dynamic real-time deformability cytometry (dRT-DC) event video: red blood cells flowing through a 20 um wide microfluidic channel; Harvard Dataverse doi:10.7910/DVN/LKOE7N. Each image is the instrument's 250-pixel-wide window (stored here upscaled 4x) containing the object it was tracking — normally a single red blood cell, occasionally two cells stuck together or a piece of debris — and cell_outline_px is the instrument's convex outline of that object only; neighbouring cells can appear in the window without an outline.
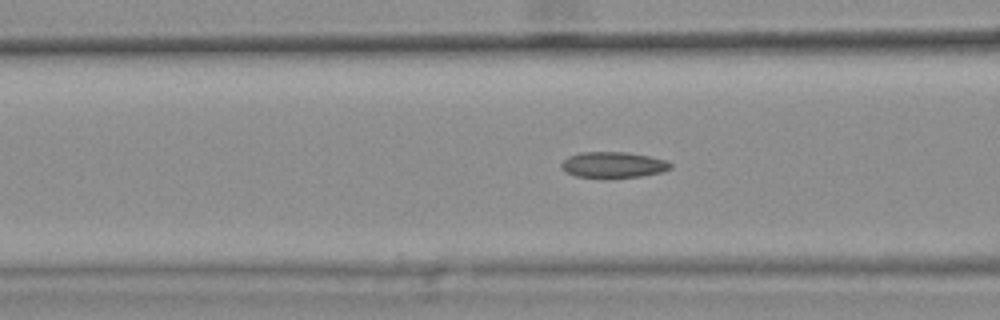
{"species": "common noctule bat (a hibernating species)", "species_latin": "Nyctalus noctula", "temperature_condition": "warm", "stored_images_in_passage": 32, "camera_frame_rate_fps": 3000, "um_per_image_px": 0.085, "animal": {"sex": "female", "body_mass_g": 25.1}, "frame": {"image": 1, "passage_image": 5, "time_ms": 1.333, "image_size_px": [1000, 320], "cell_outline_px": [[672, 168], [664, 172], [640, 176], [576, 176], [568, 172], [560, 164], [568, 156], [580, 152], [624, 152], [648, 156], [664, 160], [672, 164]], "centroid_in_image_um": [52.16, 13.98], "position_along_channel_um": 114.4, "area_um2": 15.9}, "authors_computed_cell_mechanics": {"area_um2": 15.9528, "velocity_mm_per_s": 3.7939, "shape_relaxation_time_tau1_ms": null, "shape_relaxation_time_tau2_ms": 3.0426, "deformation_change_tau1": null, "deformation_change_tau2": 0.0821}}